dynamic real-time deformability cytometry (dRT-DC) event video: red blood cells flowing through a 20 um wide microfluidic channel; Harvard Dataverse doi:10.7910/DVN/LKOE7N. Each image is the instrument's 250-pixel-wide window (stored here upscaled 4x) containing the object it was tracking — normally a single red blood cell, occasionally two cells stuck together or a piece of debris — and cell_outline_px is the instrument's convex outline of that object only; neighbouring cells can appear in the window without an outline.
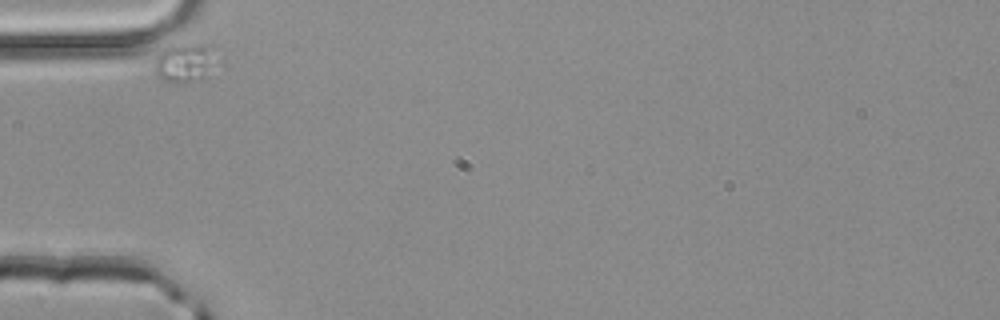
{"species": "common noctule bat (a hibernating species)", "species_latin": "Nyctalus noctula", "temperature_condition": "room temperature", "stored_images_in_passage": 4, "camera_frame_rate_fps": 3000, "um_per_image_px": 0.085, "animal": {"sex": "male", "body_mass_g": 20.4}, "frame": {"image": 1, "passage_image": 1, "time_ms": 0.0, "image_size_px": [1000, 320], "cell_outline_px": [[216, 64], [208, 76], [184, 84], [164, 80], [156, 76], [156, 60], [164, 48], [176, 44], [216, 44]], "centroid_in_image_um": [15.82, 5.31], "position_along_channel_um": 69.2, "area_um2": 14.45}}